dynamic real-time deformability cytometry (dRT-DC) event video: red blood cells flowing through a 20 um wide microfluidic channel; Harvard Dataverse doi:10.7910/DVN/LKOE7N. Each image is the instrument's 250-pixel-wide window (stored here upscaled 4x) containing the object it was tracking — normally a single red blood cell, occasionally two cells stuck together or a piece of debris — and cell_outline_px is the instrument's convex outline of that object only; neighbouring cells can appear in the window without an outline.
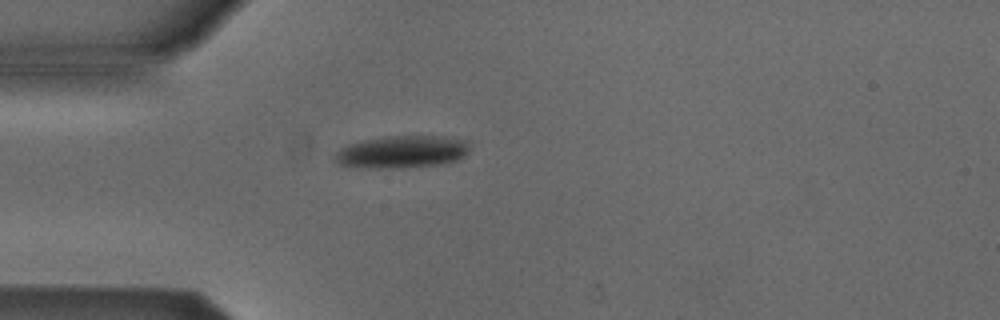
{"species": "Egyptian fruit bat (a non-hibernating species)", "species_latin": "Rousettus aegyptiacus", "temperature_condition": "cold", "stored_images_in_passage": 1, "camera_frame_rate_fps": 3000, "um_per_image_px": 0.085, "animal": {"sex": "male"}, "frame": {"image": 1, "passage_image": 1, "time_ms": 0.0, "image_size_px": [1000, 320], "cell_outline_px": [[468, 152], [460, 160], [444, 164], [404, 168], [360, 168], [336, 164], [332, 160], [332, 156], [340, 148], [348, 144], [364, 140], [388, 136], [444, 136], [468, 140]], "centroid_in_image_um": [34.14, 12.92], "position_along_channel_um": 50.9, "area_um2": 26.07}}